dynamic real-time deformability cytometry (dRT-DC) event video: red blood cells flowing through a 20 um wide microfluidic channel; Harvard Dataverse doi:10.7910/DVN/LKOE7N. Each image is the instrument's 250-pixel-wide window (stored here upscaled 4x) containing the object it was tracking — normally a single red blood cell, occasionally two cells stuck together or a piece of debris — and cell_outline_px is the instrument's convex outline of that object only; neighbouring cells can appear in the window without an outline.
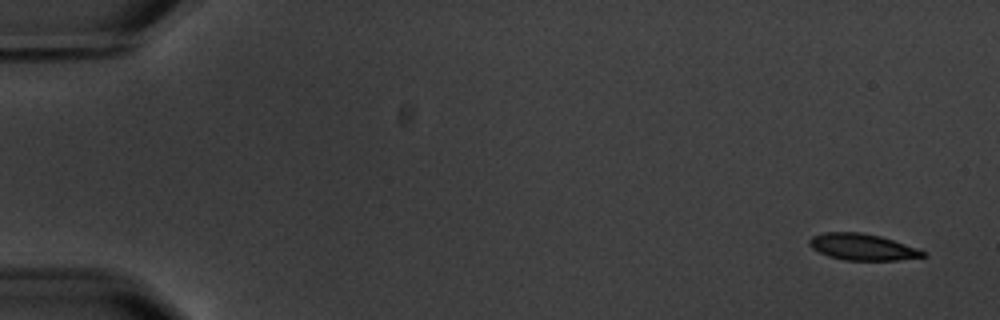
{"species": "common noctule bat (a hibernating species)", "species_latin": "Nyctalus noctula", "temperature_condition": "warm", "stored_images_in_passage": 5, "camera_frame_rate_fps": 3000, "um_per_image_px": 0.085, "animal": {"sex": "male", "body_mass_g": 20.1, "forearm_length_mm": 53.5}, "frame": {"image": 1, "passage_image": 1, "time_ms": 0.0, "image_size_px": [1000, 320], "cell_outline_px": [[928, 256], [896, 260], [844, 260], [828, 256], [812, 248], [808, 244], [808, 240], [812, 236], [824, 232], [860, 232], [880, 236], [916, 248], [924, 252]], "centroid_in_image_um": [73.26, 20.99], "position_along_channel_um": 11.7, "area_um2": 17.34}}
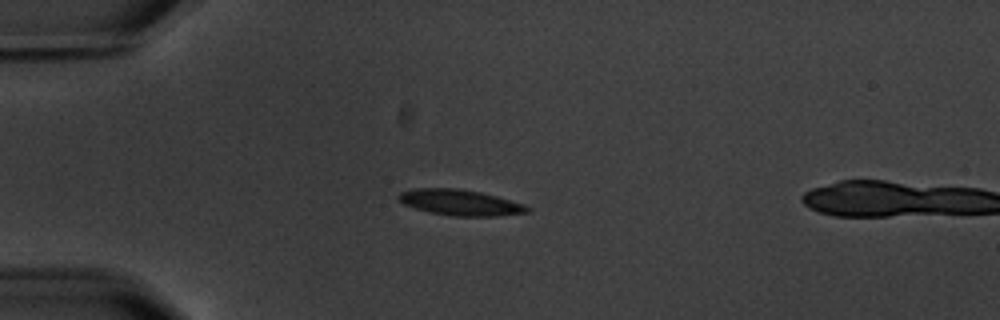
{"frame": {"image": 2, "passage_image": 4, "time_ms": 4.333, "image_size_px": [1000, 320], "cell_outline_px": [[532, 212], [500, 216], [452, 216], [428, 212], [404, 204], [396, 196], [400, 192], [416, 188], [456, 188], [480, 192], [496, 196], [524, 204], [532, 208]], "centroid_in_image_um": [39.16, 17.22], "position_along_channel_um": 45.8, "area_um2": 19.48}}